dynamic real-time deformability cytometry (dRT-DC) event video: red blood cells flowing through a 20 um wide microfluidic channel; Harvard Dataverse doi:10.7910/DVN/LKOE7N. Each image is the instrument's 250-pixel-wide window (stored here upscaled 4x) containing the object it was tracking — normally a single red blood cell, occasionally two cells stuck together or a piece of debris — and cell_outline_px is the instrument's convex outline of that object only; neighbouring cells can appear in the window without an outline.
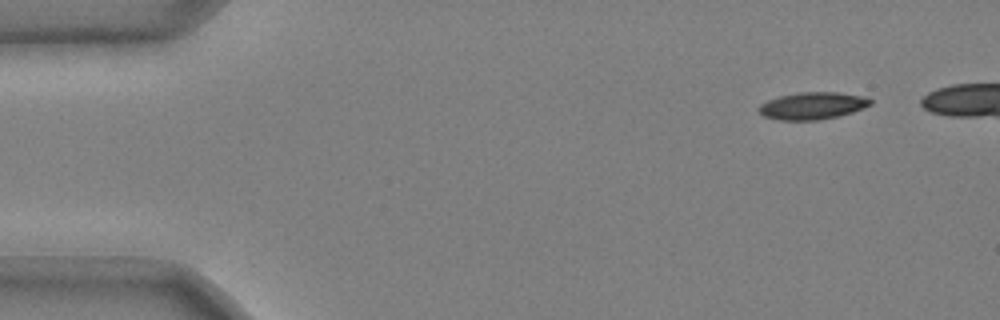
{"species": "common noctule bat (a hibernating species)", "species_latin": "Nyctalus noctula", "temperature_condition": "cold", "stored_images_in_passage": 44, "camera_frame_rate_fps": 3000, "um_per_image_px": 0.085, "animal": {"sex": "male", "body_mass_g": 20.4}, "frame": {"image": 1, "passage_image": 1, "time_ms": 0.0, "image_size_px": [1000, 320], "cell_outline_px": [[872, 104], [852, 112], [820, 120], [780, 120], [764, 116], [756, 108], [760, 104], [768, 100], [780, 96], [800, 92], [836, 92], [860, 96], [872, 100]], "centroid_in_image_um": [69.02, 8.99], "position_along_channel_um": 16.0, "area_um2": 17.46}}
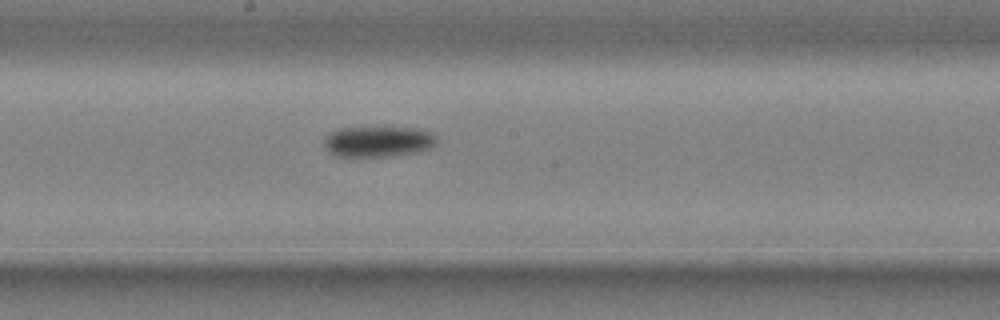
{"frame": {"image": 2, "passage_image": 25, "time_ms": 8.0, "image_size_px": [1000, 320], "cell_outline_px": [[436, 144], [432, 148], [420, 152], [392, 156], [336, 156], [328, 152], [324, 144], [324, 140], [332, 132], [340, 128], [384, 124], [416, 128], [428, 132], [436, 136]], "centroid_in_image_um": [32.18, 11.98], "position_along_channel_um": 216.0, "area_um2": 21.1}}
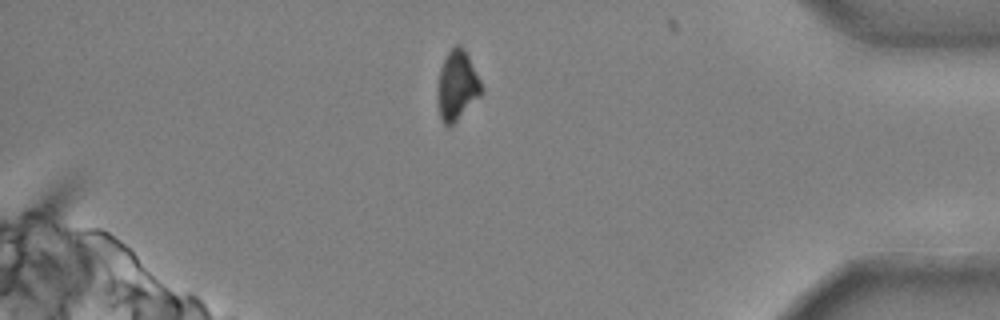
{"frame": {"image": 3, "passage_image": 42, "time_ms": 13.667, "image_size_px": [1000, 320], "cell_outline_px": [[484, 92], [448, 128], [440, 120], [436, 96], [436, 88], [440, 68], [448, 52], [456, 44], [460, 44], [464, 48], [484, 88]], "centroid_in_image_um": [38.82, 7.28], "position_along_channel_um": 396.4, "area_um2": 17.98}, "authors_computed_cell_mechanics": {"area_um2": 19.1896, "velocity_mm_per_s": 3.7206, "shape_relaxation_time_tau1_ms": 2.6205, "shape_relaxation_time_tau2_ms": null, "deformation_change_tau1": 0.1231, "deformation_change_tau2": null}}